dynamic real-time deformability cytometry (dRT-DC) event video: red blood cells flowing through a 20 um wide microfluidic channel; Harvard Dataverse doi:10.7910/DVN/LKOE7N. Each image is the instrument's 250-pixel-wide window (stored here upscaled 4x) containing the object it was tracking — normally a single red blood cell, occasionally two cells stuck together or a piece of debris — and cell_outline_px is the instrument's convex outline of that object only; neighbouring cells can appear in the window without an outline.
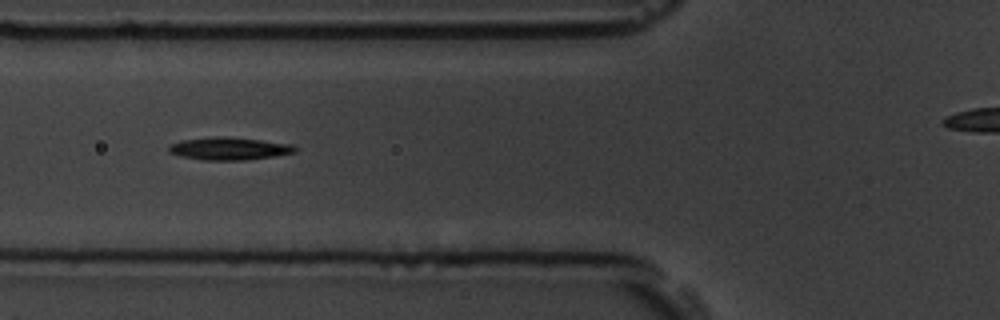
{"species": "common noctule bat (a hibernating species)", "species_latin": "Nyctalus noctula", "temperature_condition": "room temperature", "stored_images_in_passage": 6, "camera_frame_rate_fps": 3000, "um_per_image_px": 0.085, "animal": {"sex": "male", "body_mass_g": 19.5, "forearm_length_mm": 54.6}, "frame": {"image": 1, "passage_image": 3, "time_ms": 2.333, "image_size_px": [1000, 320], "cell_outline_px": [[296, 152], [272, 156], [244, 160], [204, 160], [180, 156], [168, 152], [168, 144], [180, 140], [212, 136], [228, 136], [292, 144], [296, 148]], "centroid_in_image_um": [19.41, 12.62], "position_along_channel_um": 106.4, "area_um2": 16.76}}
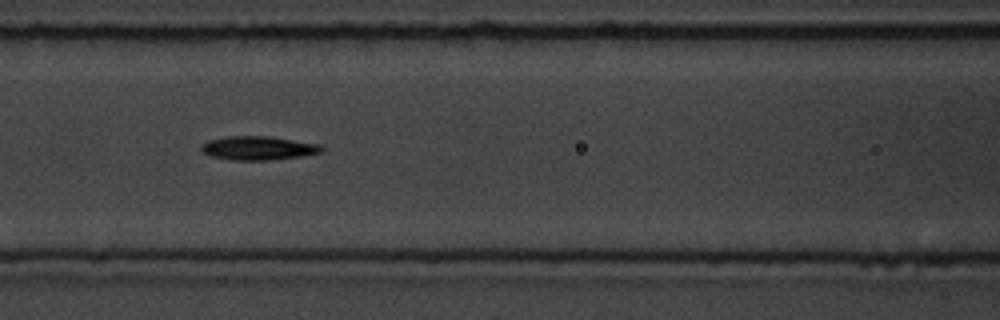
{"frame": {"image": 2, "passage_image": 4, "time_ms": 3.333, "image_size_px": [1000, 320], "cell_outline_px": [[324, 148], [320, 152], [300, 156], [268, 160], [232, 160], [212, 156], [204, 152], [200, 148], [200, 144], [208, 140], [224, 136], [268, 136], [320, 144]], "centroid_in_image_um": [21.91, 12.57], "position_along_channel_um": 144.7, "area_um2": 16.59}}
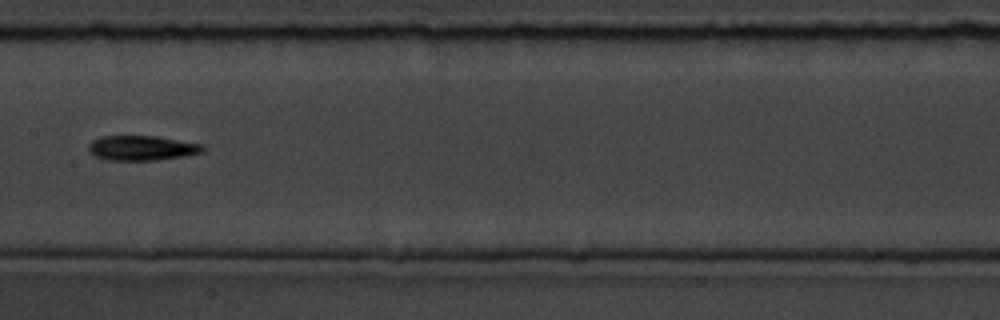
{"frame": {"image": 3, "passage_image": 5, "time_ms": 4.667, "image_size_px": [1000, 320], "cell_outline_px": [[204, 152], [184, 156], [156, 160], [108, 160], [92, 156], [88, 152], [88, 144], [92, 140], [100, 136], [156, 136], [204, 144]], "centroid_in_image_um": [12.03, 12.58], "position_along_channel_um": 195.4, "area_um2": 16.76}}